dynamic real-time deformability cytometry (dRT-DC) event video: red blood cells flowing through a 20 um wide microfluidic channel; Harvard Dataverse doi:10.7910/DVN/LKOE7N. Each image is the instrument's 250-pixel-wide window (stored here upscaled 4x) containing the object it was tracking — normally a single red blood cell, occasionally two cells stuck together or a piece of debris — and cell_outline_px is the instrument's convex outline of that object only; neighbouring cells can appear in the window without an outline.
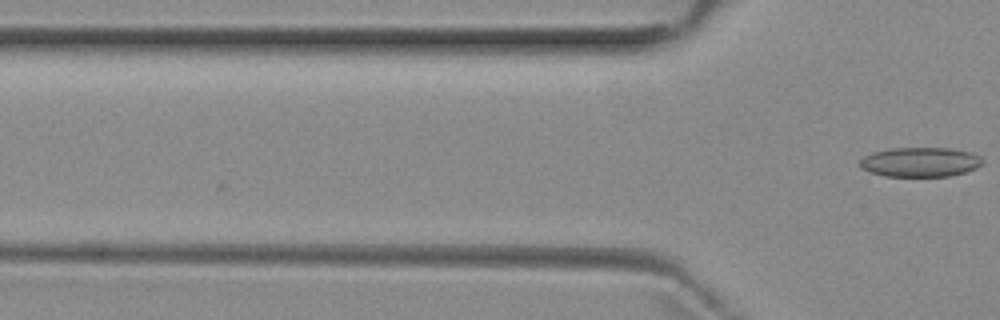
{"species": "common noctule bat (a hibernating species)", "species_latin": "Nyctalus noctula", "temperature_condition": "room temperature", "stored_images_in_passage": 4, "camera_frame_rate_fps": 3000, "um_per_image_px": 0.085, "animal": {"sex": "female", "body_mass_g": 29.2, "forearm_length_mm": 56.3}, "frame": {"image": 1, "passage_image": 4, "time_ms": 3.333, "image_size_px": [1000, 320], "cell_outline_px": [[984, 164], [976, 168], [964, 172], [948, 176], [884, 176], [868, 172], [860, 168], [860, 160], [864, 156], [872, 152], [892, 148], [948, 148], [972, 152], [980, 156], [984, 160]], "centroid_in_image_um": [78.22, 13.77], "position_along_channel_um": 47.6, "area_um2": 21.27}}